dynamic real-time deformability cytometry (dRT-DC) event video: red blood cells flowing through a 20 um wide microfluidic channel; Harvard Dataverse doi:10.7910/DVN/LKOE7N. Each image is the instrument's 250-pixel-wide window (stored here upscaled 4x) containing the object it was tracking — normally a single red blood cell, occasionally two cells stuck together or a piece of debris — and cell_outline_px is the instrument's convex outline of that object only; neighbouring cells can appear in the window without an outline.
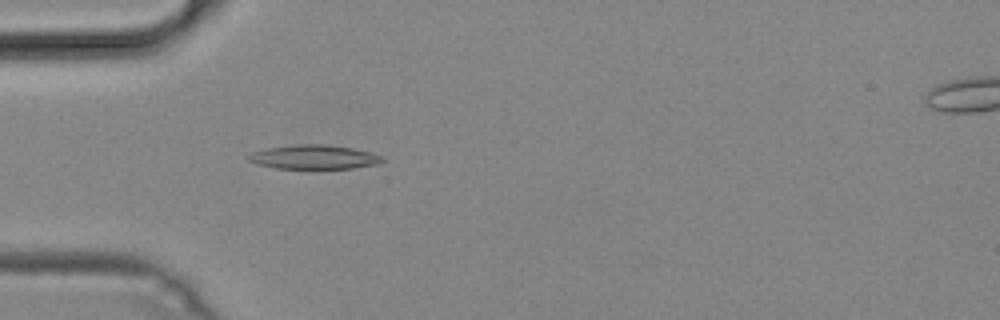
{"species": "common noctule bat (a hibernating species)", "species_latin": "Nyctalus noctula", "temperature_condition": "cold", "stored_images_in_passage": 27, "camera_frame_rate_fps": 3000, "um_per_image_px": 0.085, "animal": {"sex": "male", "body_mass_g": 19.2, "forearm_length_mm": 51.8}, "frame": {"image": 1, "passage_image": 6, "time_ms": 1.667, "image_size_px": [1000, 320], "cell_outline_px": [[384, 160], [380, 164], [352, 168], [276, 168], [256, 164], [248, 160], [248, 156], [252, 152], [268, 148], [300, 144], [324, 144], [352, 148], [372, 152], [380, 156]], "centroid_in_image_um": [26.71, 13.35], "position_along_channel_um": 58.3, "area_um2": 18.67}}
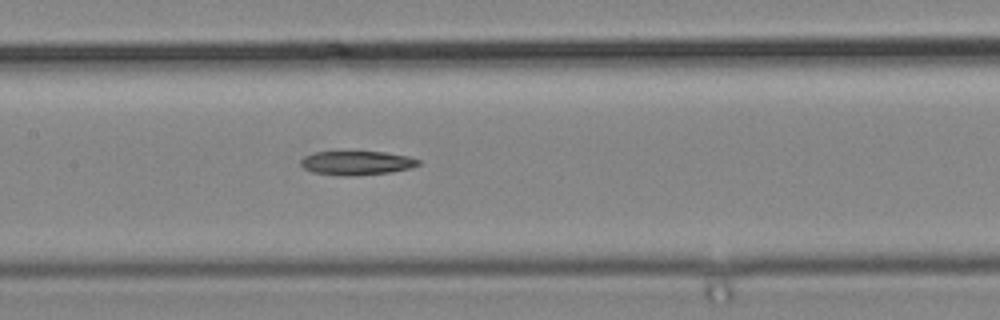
{"frame": {"image": 2, "passage_image": 15, "time_ms": 4.667, "image_size_px": [1000, 320], "cell_outline_px": [[420, 164], [412, 168], [392, 172], [356, 176], [344, 176], [312, 172], [304, 168], [300, 164], [300, 160], [304, 156], [316, 152], [384, 152], [408, 156], [420, 160]], "centroid_in_image_um": [30.34, 13.86], "position_along_channel_um": 177.1, "area_um2": 16.53}}
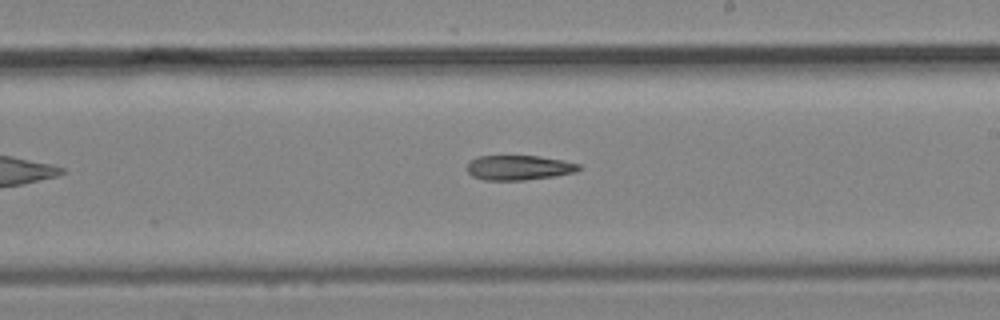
{"frame": {"image": 3, "passage_image": 20, "time_ms": 6.333, "image_size_px": [1000, 320], "cell_outline_px": [[580, 168], [576, 172], [552, 176], [524, 180], [484, 180], [472, 176], [468, 172], [468, 164], [472, 160], [480, 156], [536, 156], [560, 160], [580, 164]], "centroid_in_image_um": [44.09, 14.25], "position_along_channel_um": 244.9, "area_um2": 15.84}}